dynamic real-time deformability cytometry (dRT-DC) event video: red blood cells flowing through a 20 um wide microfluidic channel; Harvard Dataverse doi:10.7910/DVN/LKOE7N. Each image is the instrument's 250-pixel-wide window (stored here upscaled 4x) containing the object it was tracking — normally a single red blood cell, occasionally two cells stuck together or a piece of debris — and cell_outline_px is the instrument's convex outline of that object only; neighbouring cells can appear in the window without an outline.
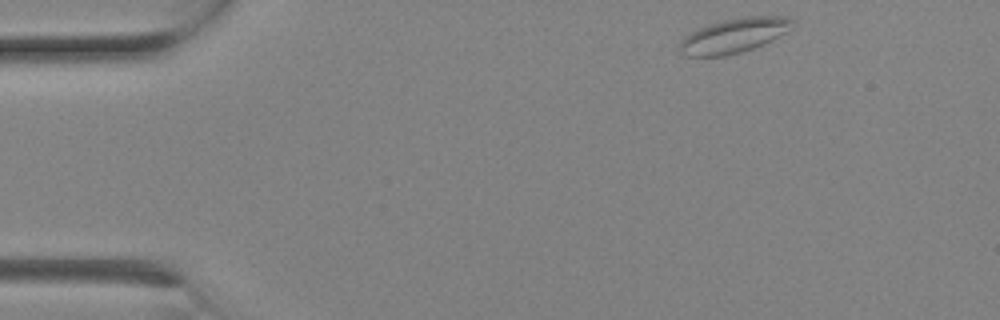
{"species": "Egyptian fruit bat (a non-hibernating species)", "species_latin": "Rousettus aegyptiacus", "temperature_condition": "room temperature", "stored_images_in_passage": 6, "camera_frame_rate_fps": 3000, "um_per_image_px": 0.085, "animal": {"sex": "female"}, "frame": {"image": 1, "passage_image": 1, "time_ms": 0.0, "image_size_px": [1000, 320], "cell_outline_px": [[796, 20], [788, 32], [764, 44], [740, 52], [724, 56], [688, 56], [680, 52], [676, 48], [680, 40], [684, 36], [708, 24], [724, 20], [744, 16], [788, 16]], "centroid_in_image_um": [62.4, 3.01], "position_along_channel_um": 22.6, "area_um2": 22.95}}